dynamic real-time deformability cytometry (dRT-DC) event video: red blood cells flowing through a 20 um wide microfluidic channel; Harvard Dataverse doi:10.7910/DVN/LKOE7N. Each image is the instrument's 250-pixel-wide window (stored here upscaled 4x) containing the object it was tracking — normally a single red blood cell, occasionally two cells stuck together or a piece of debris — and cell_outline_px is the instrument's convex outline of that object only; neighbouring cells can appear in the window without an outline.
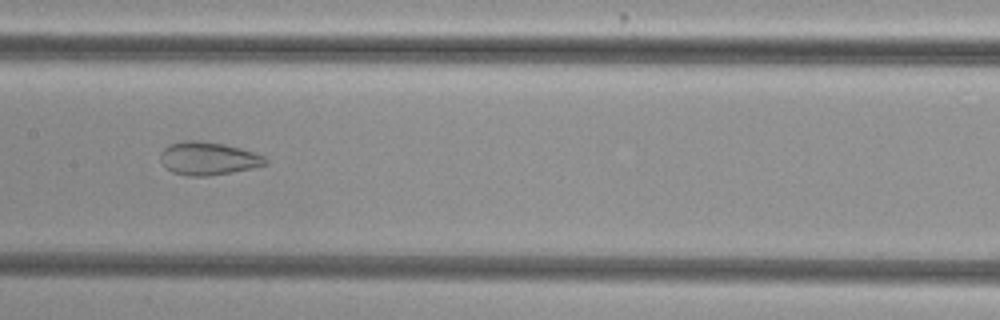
{"species": "common noctule bat (a hibernating species)", "species_latin": "Nyctalus noctula", "temperature_condition": "cold", "stored_images_in_passage": 55, "camera_frame_rate_fps": 3000, "um_per_image_px": 0.085, "animal": {"sex": "female", "body_mass_g": 29.2, "forearm_length_mm": 56.3}, "frame": {"image": 1, "passage_image": 28, "time_ms": 9.0, "image_size_px": [1000, 320], "cell_outline_px": [[268, 164], [252, 168], [208, 176], [188, 176], [172, 172], [160, 160], [160, 152], [168, 144], [184, 140], [196, 140], [224, 144], [240, 148], [264, 156], [268, 160]], "centroid_in_image_um": [17.68, 13.46], "position_along_channel_um": 189.7, "area_um2": 20.17}}
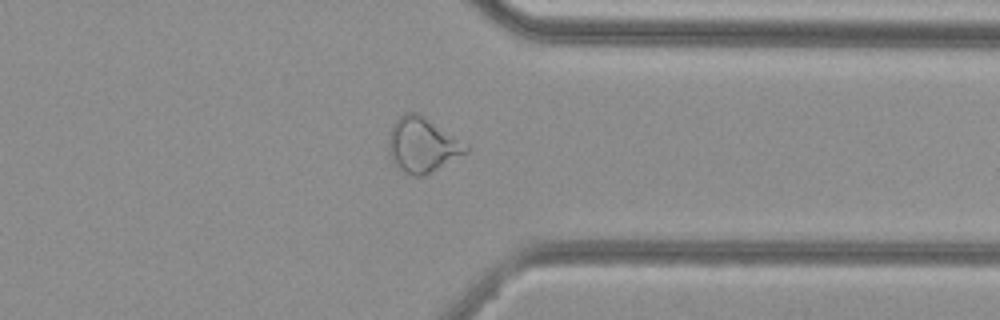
{"frame": {"image": 2, "passage_image": 43, "time_ms": 14.0, "image_size_px": [1000, 320], "cell_outline_px": [[468, 152], [424, 176], [416, 176], [404, 172], [392, 164], [388, 152], [388, 136], [392, 124], [404, 112], [416, 112], [424, 116], [468, 144]], "centroid_in_image_um": [35.87, 12.32], "position_along_channel_um": 375.5, "area_um2": 24.91}}
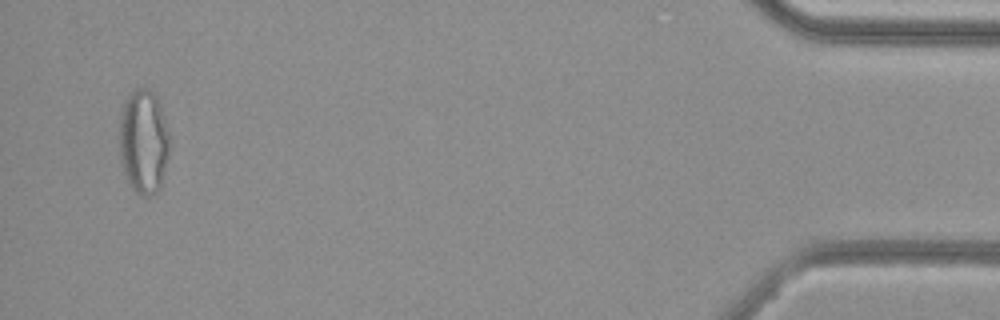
{"frame": {"image": 3, "passage_image": 53, "time_ms": 17.333, "image_size_px": [1000, 320], "cell_outline_px": [[172, 136], [168, 156], [160, 188], [152, 196], [140, 196], [132, 188], [124, 172], [120, 152], [120, 112], [124, 100], [136, 88], [148, 88], [156, 96], [160, 104]], "centroid_in_image_um": [12.24, 12.02], "position_along_channel_um": 423.0, "area_um2": 30.98}, "authors_computed_cell_mechanics": {"area_um2": 26.877, "velocity_mm_per_s": 3.769, "shape_relaxation_time_tau1_ms": null, "shape_relaxation_time_tau2_ms": 2.1072, "deformation_change_tau1": null, "deformation_change_tau2": 0.0903}}